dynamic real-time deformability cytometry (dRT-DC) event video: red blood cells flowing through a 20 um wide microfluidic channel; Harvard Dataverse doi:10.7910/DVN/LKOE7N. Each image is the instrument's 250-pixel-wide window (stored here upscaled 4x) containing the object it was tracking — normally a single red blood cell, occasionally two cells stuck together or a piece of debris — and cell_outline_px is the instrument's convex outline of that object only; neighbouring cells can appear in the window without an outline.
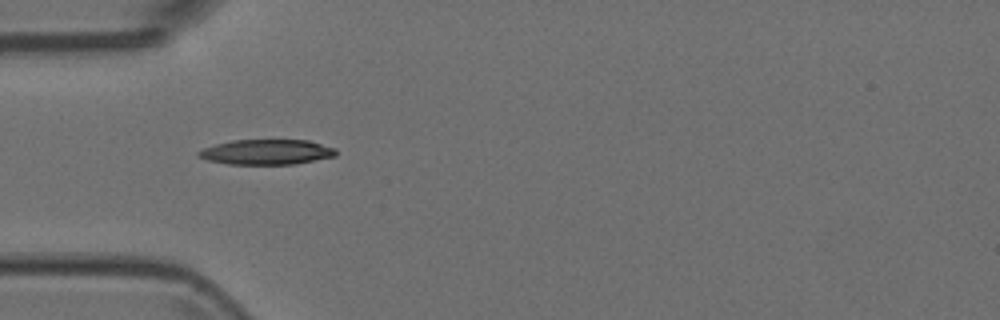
{"species": "Egyptian fruit bat (a non-hibernating species)", "species_latin": "Rousettus aegyptiacus", "temperature_condition": "room temperature", "stored_images_in_passage": 6, "camera_frame_rate_fps": 3000, "um_per_image_px": 0.085, "animal": {"sex": "female"}, "frame": {"image": 1, "passage_image": 5, "time_ms": 1.333, "image_size_px": [1000, 320], "cell_outline_px": [[336, 156], [292, 164], [228, 164], [208, 160], [196, 156], [196, 152], [204, 148], [216, 144], [232, 140], [308, 140], [336, 148]], "centroid_in_image_um": [22.64, 12.92], "position_along_channel_um": 62.4, "area_um2": 20.06}}
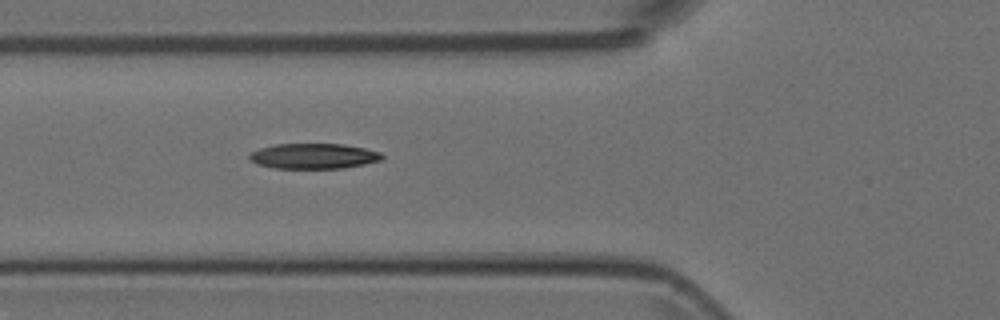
{"frame": {"image": 2, "passage_image": 6, "time_ms": 1.667, "image_size_px": [1000, 320], "cell_outline_px": [[384, 156], [380, 160], [364, 164], [340, 168], [272, 168], [256, 164], [248, 160], [248, 156], [252, 152], [260, 148], [276, 144], [344, 144], [364, 148], [380, 152]], "centroid_in_image_um": [26.62, 13.27], "position_along_channel_um": 99.2, "area_um2": 19.54}}